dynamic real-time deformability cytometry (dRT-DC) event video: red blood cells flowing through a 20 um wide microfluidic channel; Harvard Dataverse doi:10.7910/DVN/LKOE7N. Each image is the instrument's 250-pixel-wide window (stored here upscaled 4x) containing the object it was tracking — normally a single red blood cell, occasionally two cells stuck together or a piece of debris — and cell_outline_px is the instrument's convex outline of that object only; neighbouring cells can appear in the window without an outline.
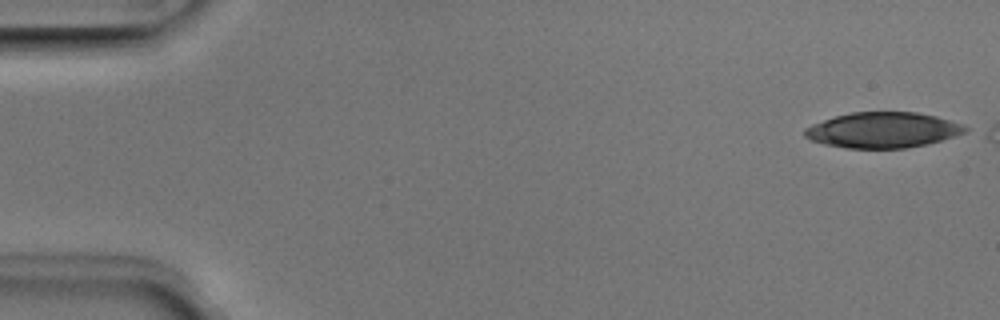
{"species": "Egyptian fruit bat (a non-hibernating species)", "species_latin": "Rousettus aegyptiacus", "temperature_condition": "room temperature", "stored_images_in_passage": 8, "camera_frame_rate_fps": 3000, "um_per_image_px": 0.085, "animal": {"sex": "male"}, "frame": {"image": 1, "passage_image": 1, "time_ms": 0.0, "image_size_px": [1000, 320], "cell_outline_px": [[972, 128], [956, 136], [928, 144], [904, 148], [848, 148], [824, 144], [812, 140], [804, 136], [804, 128], [812, 124], [836, 116], [852, 112], [916, 112], [936, 116], [964, 124]], "centroid_in_image_um": [75.08, 11.05], "position_along_channel_um": 9.9, "area_um2": 33.29}}
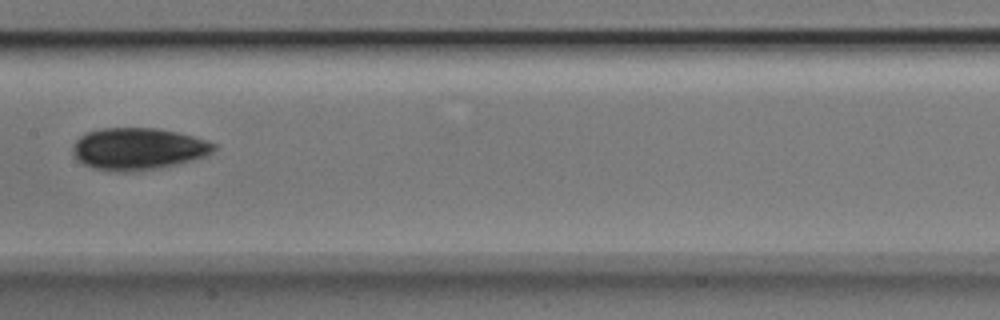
{"frame": {"image": 2, "passage_image": 8, "time_ms": 2.333, "image_size_px": [1000, 320], "cell_outline_px": [[216, 148], [212, 152], [204, 156], [192, 160], [176, 164], [156, 168], [132, 172], [108, 172], [92, 168], [84, 164], [72, 152], [72, 148], [76, 140], [80, 136], [88, 132], [104, 128], [156, 128], [176, 132], [208, 140], [216, 144]], "centroid_in_image_um": [11.73, 12.66], "position_along_channel_um": 195.7, "area_um2": 34.45}}